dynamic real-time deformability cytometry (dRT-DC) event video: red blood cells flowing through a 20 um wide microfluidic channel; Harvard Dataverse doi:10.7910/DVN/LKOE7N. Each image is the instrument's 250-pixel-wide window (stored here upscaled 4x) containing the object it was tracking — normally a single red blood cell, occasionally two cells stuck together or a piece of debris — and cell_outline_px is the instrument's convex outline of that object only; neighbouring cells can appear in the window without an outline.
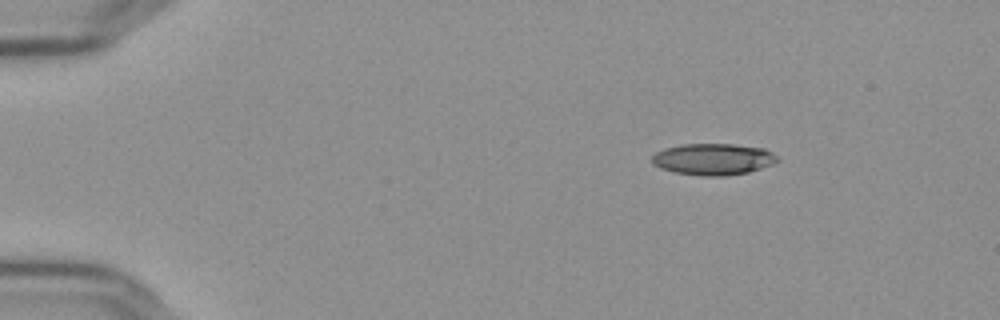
{"species": "Egyptian fruit bat (a non-hibernating species)", "species_latin": "Rousettus aegyptiacus", "temperature_condition": "cold", "stored_images_in_passage": 49, "camera_frame_rate_fps": 3000, "um_per_image_px": 0.085, "frame": {"image": 1, "passage_image": 1, "time_ms": 0.0, "image_size_px": [1000, 320], "cell_outline_px": [[780, 160], [772, 164], [748, 172], [724, 176], [700, 176], [676, 172], [660, 168], [652, 164], [652, 156], [656, 152], [664, 148], [684, 144], [732, 144], [764, 148], [772, 152]], "centroid_in_image_um": [60.61, 13.53], "position_along_channel_um": 24.4, "area_um2": 23.0}}
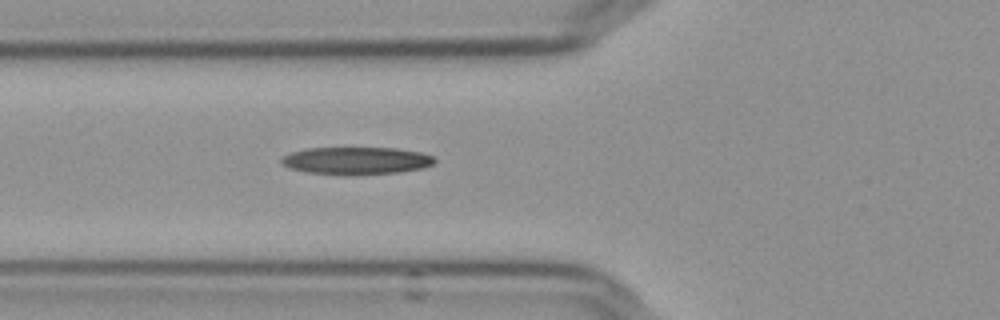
{"frame": {"image": 2, "passage_image": 14, "time_ms": 4.333, "image_size_px": [1000, 320], "cell_outline_px": [[436, 160], [432, 164], [424, 168], [400, 172], [308, 172], [288, 168], [280, 164], [280, 160], [284, 156], [292, 152], [304, 148], [396, 148], [420, 152], [432, 156]], "centroid_in_image_um": [30.28, 13.61], "position_along_channel_um": 95.5, "area_um2": 23.47}}
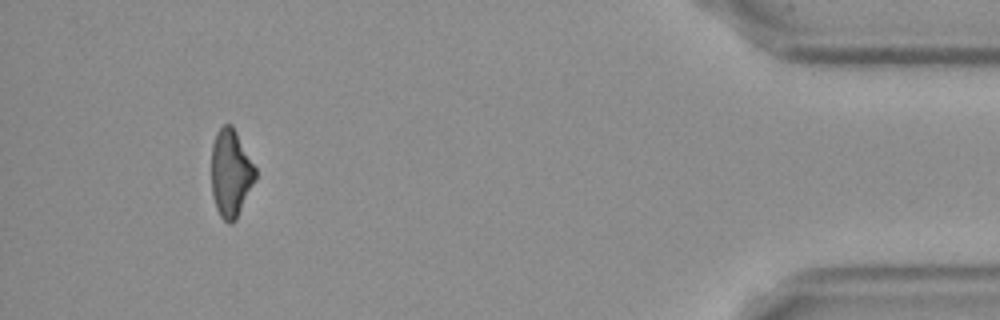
{"frame": {"image": 3, "passage_image": 45, "time_ms": 14.667, "image_size_px": [1000, 320], "cell_outline_px": [[256, 180], [236, 220], [232, 224], [228, 224], [220, 216], [216, 208], [212, 196], [212, 144], [216, 132], [224, 124], [232, 124], [256, 168]], "centroid_in_image_um": [19.62, 14.74], "position_along_channel_um": 415.6, "area_um2": 22.6}, "authors_computed_cell_mechanics": {"area_um2": 23.4668, "velocity_mm_per_s": 3.6572, "shape_relaxation_time_tau1_ms": 9.8241, "shape_relaxation_time_tau2_ms": null, "deformation_change_tau1": 0.263, "deformation_change_tau2": null}}